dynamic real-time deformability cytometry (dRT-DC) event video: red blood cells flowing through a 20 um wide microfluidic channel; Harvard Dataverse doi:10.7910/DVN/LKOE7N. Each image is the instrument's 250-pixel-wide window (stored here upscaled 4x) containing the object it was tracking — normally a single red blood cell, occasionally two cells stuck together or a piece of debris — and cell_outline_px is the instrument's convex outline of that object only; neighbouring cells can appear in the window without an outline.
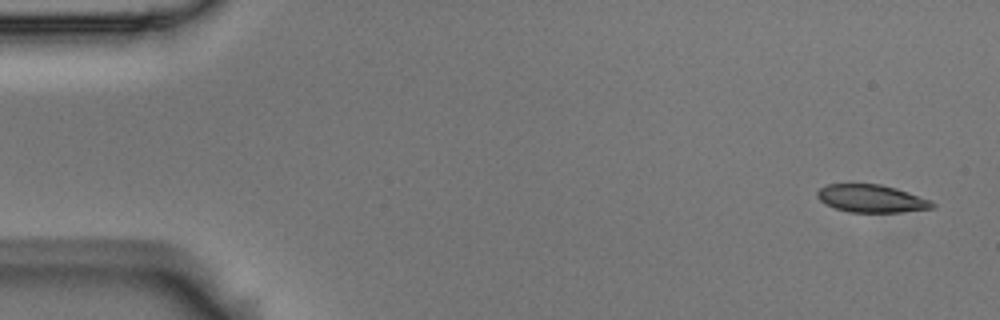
{"species": "Egyptian fruit bat (a non-hibernating species)", "species_latin": "Rousettus aegyptiacus", "temperature_condition": "room temperature", "stored_images_in_passage": 5, "camera_frame_rate_fps": 3000, "um_per_image_px": 0.085, "animal": {"sex": "male"}, "frame": {"image": 1, "passage_image": 1, "time_ms": 0.0, "image_size_px": [1000, 320], "cell_outline_px": [[936, 208], [900, 212], [848, 212], [824, 204], [816, 196], [816, 192], [820, 188], [828, 184], [880, 184], [896, 188], [932, 200], [936, 204]], "centroid_in_image_um": [74.09, 16.88], "position_along_channel_um": 10.9, "area_um2": 18.73}}